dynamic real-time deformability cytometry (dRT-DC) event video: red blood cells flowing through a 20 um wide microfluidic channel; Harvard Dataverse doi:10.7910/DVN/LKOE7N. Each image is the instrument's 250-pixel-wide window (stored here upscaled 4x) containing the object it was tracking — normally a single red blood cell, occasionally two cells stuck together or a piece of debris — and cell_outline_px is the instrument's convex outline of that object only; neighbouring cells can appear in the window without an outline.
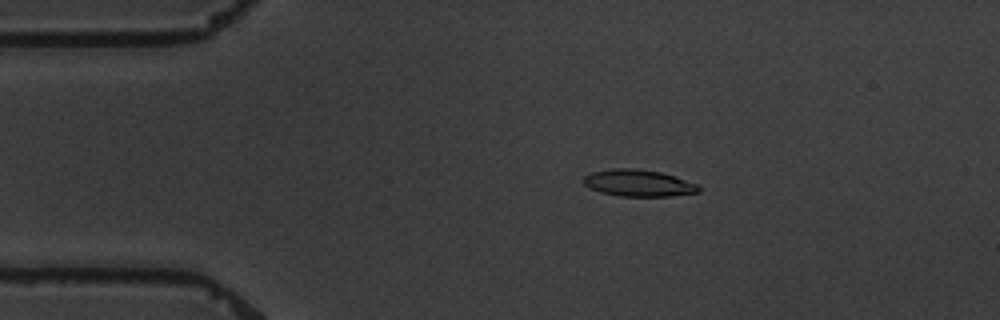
{"species": "common noctule bat (a hibernating species)", "species_latin": "Nyctalus noctula", "temperature_condition": "warm", "stored_images_in_passage": 15, "camera_frame_rate_fps": 3000, "um_per_image_px": 0.085, "animal": {"sex": "male", "body_mass_g": 19.5, "forearm_length_mm": 54.6}, "frame": {"image": 1, "passage_image": 3, "time_ms": 3.0, "image_size_px": [1000, 320], "cell_outline_px": [[700, 192], [668, 196], [620, 196], [600, 192], [584, 184], [584, 176], [592, 172], [612, 168], [632, 168], [660, 172], [696, 184], [700, 188]], "centroid_in_image_um": [54.24, 15.56], "position_along_channel_um": 30.8, "area_um2": 17.63}}
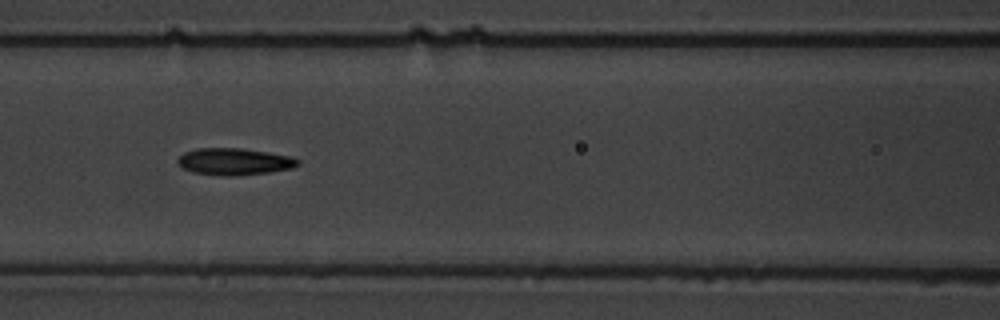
{"frame": {"image": 2, "passage_image": 7, "time_ms": 7.667, "image_size_px": [1000, 320], "cell_outline_px": [[300, 164], [292, 168], [268, 172], [224, 176], [192, 172], [180, 168], [176, 164], [176, 160], [184, 152], [196, 148], [240, 148], [268, 152], [292, 156], [300, 160]], "centroid_in_image_um": [19.88, 13.72], "position_along_channel_um": 146.7, "area_um2": 18.9}}
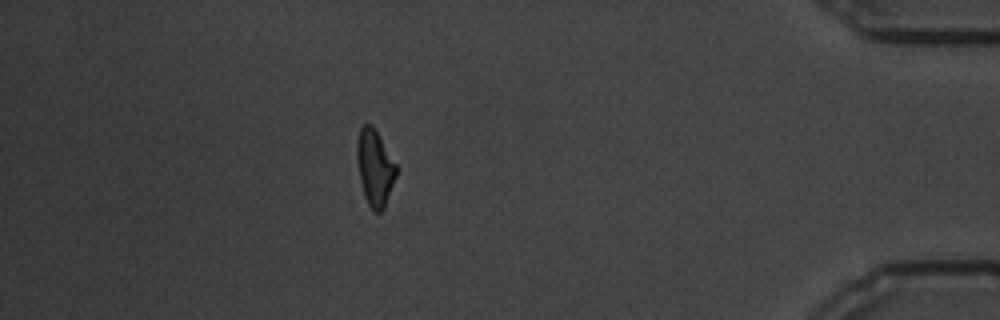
{"frame": {"image": 3, "passage_image": 14, "time_ms": 16.667, "image_size_px": [1000, 320], "cell_outline_px": [[396, 176], [384, 208], [380, 212], [372, 212], [364, 196], [360, 180], [356, 160], [356, 140], [360, 128], [364, 124], [372, 124], [396, 164]], "centroid_in_image_um": [31.83, 14.26], "position_along_channel_um": 403.4, "area_um2": 17.46}, "authors_computed_cell_mechanics": {"area_um2": 17.629, "velocity_mm_per_s": 3.3987, "shape_relaxation_time_tau1_ms": 2.0944, "shape_relaxation_time_tau2_ms": 2.5802, "deformation_change_tau1": 0.1225, "deformation_change_tau2": 0.0876}}